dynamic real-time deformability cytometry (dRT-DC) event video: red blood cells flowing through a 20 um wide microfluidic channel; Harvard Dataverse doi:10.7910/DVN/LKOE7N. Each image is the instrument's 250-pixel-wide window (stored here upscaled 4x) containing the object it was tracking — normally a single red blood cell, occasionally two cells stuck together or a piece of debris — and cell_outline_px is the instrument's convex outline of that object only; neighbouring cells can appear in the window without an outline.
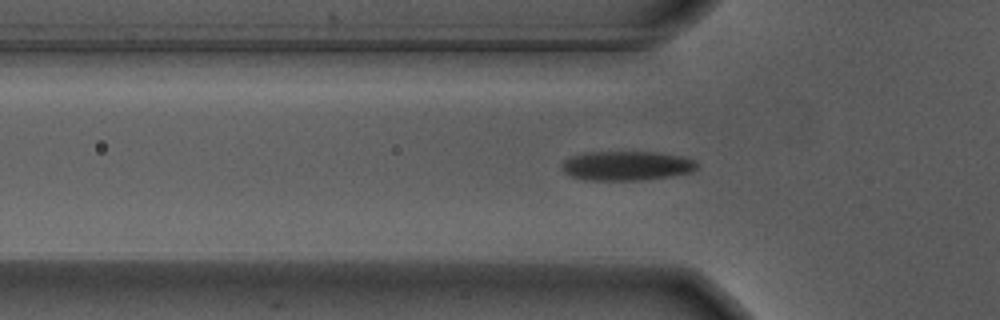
{"species": "Egyptian fruit bat (a non-hibernating species)", "species_latin": "Rousettus aegyptiacus", "temperature_condition": "warm", "stored_images_in_passage": 56, "camera_frame_rate_fps": 3000, "um_per_image_px": 0.085, "animal": {"sex": "male"}, "frame": {"image": 1, "passage_image": 17, "time_ms": 5.333, "image_size_px": [1000, 320], "cell_outline_px": [[700, 164], [692, 172], [668, 176], [636, 180], [584, 180], [572, 176], [564, 172], [560, 168], [564, 160], [572, 156], [584, 152], [656, 152], [680, 156], [696, 160]], "centroid_in_image_um": [53.25, 14.08], "position_along_channel_um": 72.6, "area_um2": 23.12}}
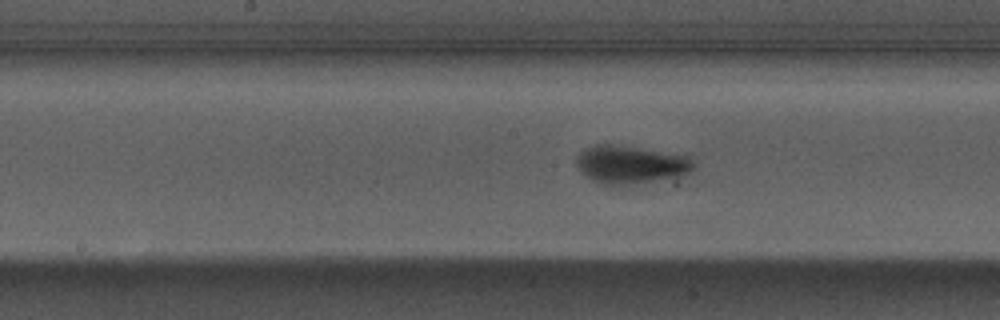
{"frame": {"image": 2, "passage_image": 27, "time_ms": 8.667, "image_size_px": [1000, 320], "cell_outline_px": [[696, 168], [684, 176], [632, 184], [600, 184], [592, 180], [576, 164], [576, 156], [584, 148], [592, 144], [612, 144], [688, 156], [696, 164]], "centroid_in_image_um": [53.63, 13.98], "position_along_channel_um": 194.6, "area_um2": 25.84}}
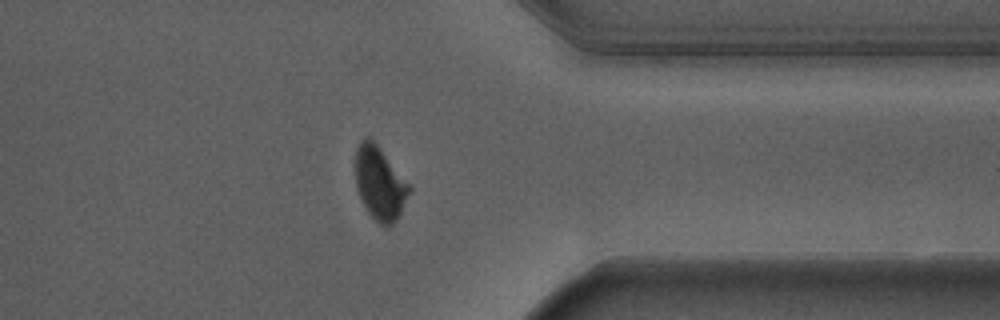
{"frame": {"image": 3, "passage_image": 43, "time_ms": 14.0, "image_size_px": [1000, 320], "cell_outline_px": [[412, 188], [396, 220], [392, 224], [384, 228], [368, 212], [356, 188], [356, 148], [360, 140], [364, 136], [372, 136]], "centroid_in_image_um": [32.27, 15.52], "position_along_channel_um": 379.1, "area_um2": 23.0}, "authors_computed_cell_mechanics": {"area_um2": 23.1489, "velocity_mm_per_s": 3.6502, "shape_relaxation_time_tau1_ms": 3.0338, "shape_relaxation_time_tau2_ms": null, "deformation_change_tau1": 0.1642, "deformation_change_tau2": null}}